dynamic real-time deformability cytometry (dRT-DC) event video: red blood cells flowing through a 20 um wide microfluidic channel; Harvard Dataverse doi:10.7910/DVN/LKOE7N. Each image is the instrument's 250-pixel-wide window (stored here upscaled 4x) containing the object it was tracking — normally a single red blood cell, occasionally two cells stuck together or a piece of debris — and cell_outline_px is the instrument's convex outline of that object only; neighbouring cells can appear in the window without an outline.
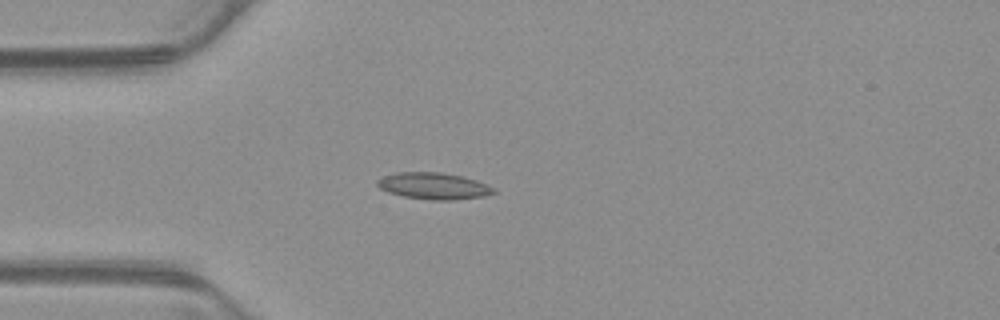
{"species": "common noctule bat (a hibernating species)", "species_latin": "Nyctalus noctula", "temperature_condition": "warm", "stored_images_in_passage": 54, "camera_frame_rate_fps": 3000, "um_per_image_px": 0.085, "animal": {"sex": "male", "body_mass_g": 23.1, "forearm_length_mm": 52.7}, "frame": {"image": 1, "passage_image": 15, "time_ms": 4.667, "image_size_px": [1000, 320], "cell_outline_px": [[496, 192], [484, 196], [452, 200], [432, 200], [404, 196], [388, 192], [380, 188], [376, 184], [376, 180], [384, 176], [396, 172], [440, 172], [460, 176], [476, 180], [496, 188]], "centroid_in_image_um": [36.86, 15.8], "position_along_channel_um": 48.1, "area_um2": 17.98}}
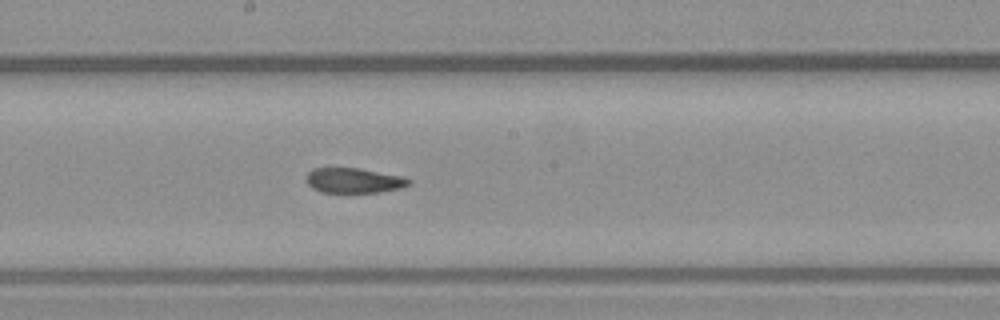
{"frame": {"image": 2, "passage_image": 29, "time_ms": 9.333, "image_size_px": [1000, 320], "cell_outline_px": [[412, 184], [400, 188], [380, 192], [320, 192], [312, 188], [304, 180], [308, 172], [312, 168], [360, 168], [404, 176], [412, 180]], "centroid_in_image_um": [30.09, 15.33], "position_along_channel_um": 218.1, "area_um2": 15.2}}
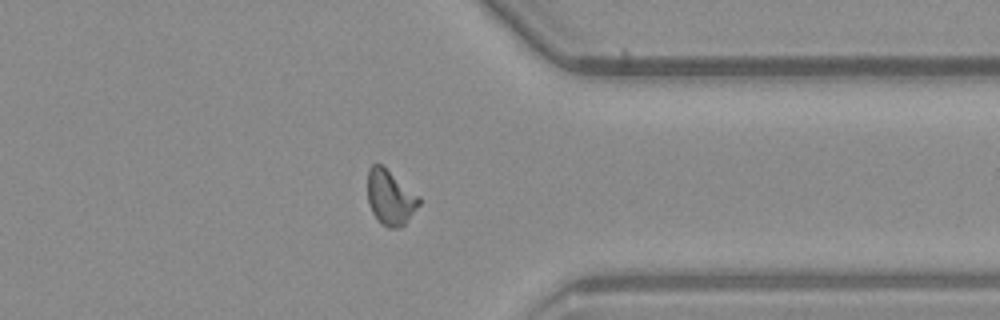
{"frame": {"image": 3, "passage_image": 42, "time_ms": 13.667, "image_size_px": [1000, 320], "cell_outline_px": [[420, 204], [404, 224], [400, 228], [388, 228], [380, 224], [372, 212], [368, 204], [368, 168], [372, 164], [380, 164], [420, 196]], "centroid_in_image_um": [33.16, 16.81], "position_along_channel_um": 378.2, "area_um2": 16.42}, "authors_computed_cell_mechanics": {"area_um2": 16.473, "velocity_mm_per_s": 3.8848, "shape_relaxation_time_tau1_ms": null, "shape_relaxation_time_tau2_ms": 1.3758, "deformation_change_tau1": null, "deformation_change_tau2": 0.068}}